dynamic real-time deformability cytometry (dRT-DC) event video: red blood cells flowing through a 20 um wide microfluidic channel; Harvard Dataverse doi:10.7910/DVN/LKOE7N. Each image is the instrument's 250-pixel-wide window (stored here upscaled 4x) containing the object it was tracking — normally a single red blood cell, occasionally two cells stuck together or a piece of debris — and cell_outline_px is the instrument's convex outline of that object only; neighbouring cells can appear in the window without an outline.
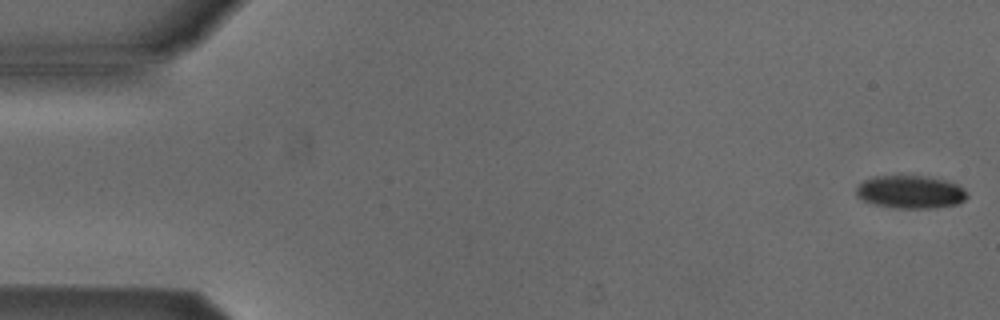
{"species": "Egyptian fruit bat (a non-hibernating species)", "species_latin": "Rousettus aegyptiacus", "temperature_condition": "cold", "stored_images_in_passage": 53, "camera_frame_rate_fps": 3000, "um_per_image_px": 0.085, "animal": {"sex": "male"}, "frame": {"image": 1, "passage_image": 1, "time_ms": 0.0, "image_size_px": [1000, 320], "cell_outline_px": [[968, 196], [964, 200], [956, 204], [936, 208], [900, 208], [876, 204], [864, 200], [856, 196], [856, 188], [864, 180], [872, 176], [896, 172], [924, 176], [944, 180], [960, 184], [968, 192]], "centroid_in_image_um": [77.39, 16.26], "position_along_channel_um": 7.6, "area_um2": 22.02}}
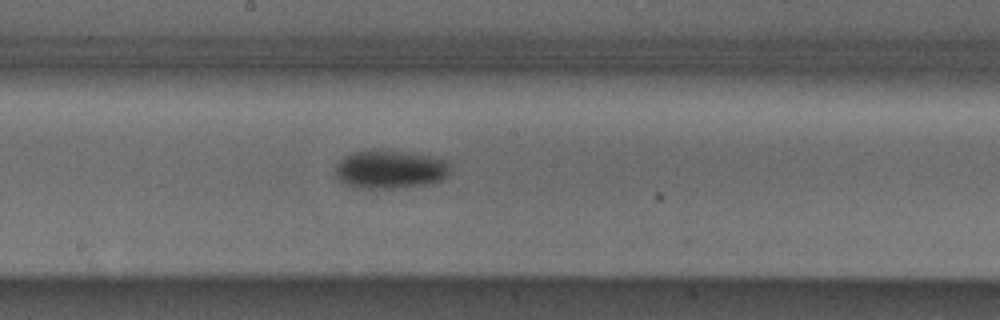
{"frame": {"image": 2, "passage_image": 28, "time_ms": 9.0, "image_size_px": [1000, 320], "cell_outline_px": [[448, 176], [432, 184], [392, 188], [356, 188], [344, 184], [336, 180], [336, 164], [344, 156], [352, 152], [368, 148], [384, 148], [428, 156], [444, 160], [448, 164]], "centroid_in_image_um": [33.07, 14.38], "position_along_channel_um": 215.1, "area_um2": 26.24}}
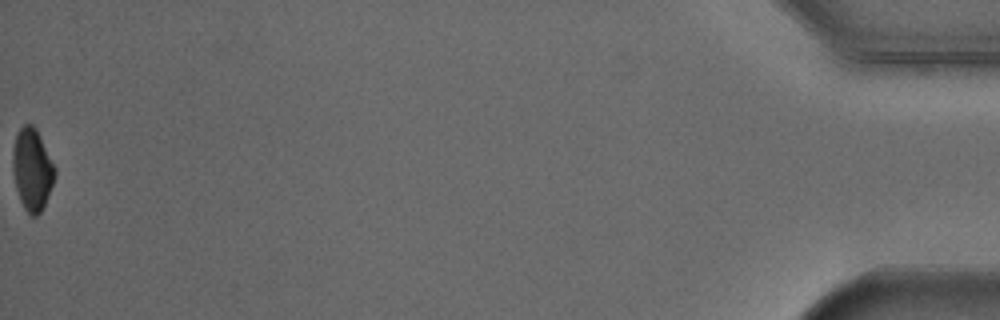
{"frame": {"image": 3, "passage_image": 53, "time_ms": 17.333, "image_size_px": [1000, 320], "cell_outline_px": [[56, 176], [44, 204], [40, 212], [36, 216], [32, 216], [24, 208], [20, 200], [16, 188], [12, 172], [12, 148], [16, 136], [20, 128], [24, 124], [32, 124], [36, 128], [56, 168]], "centroid_in_image_um": [2.72, 14.38], "position_along_channel_um": 432.5, "area_um2": 20.11}, "authors_computed_cell_mechanics": {"area_um2": 23.0044, "velocity_mm_per_s": 3.8913, "shape_relaxation_time_tau1_ms": 6.5959, "shape_relaxation_time_tau2_ms": null, "deformation_change_tau1": 0.1349, "deformation_change_tau2": null}}